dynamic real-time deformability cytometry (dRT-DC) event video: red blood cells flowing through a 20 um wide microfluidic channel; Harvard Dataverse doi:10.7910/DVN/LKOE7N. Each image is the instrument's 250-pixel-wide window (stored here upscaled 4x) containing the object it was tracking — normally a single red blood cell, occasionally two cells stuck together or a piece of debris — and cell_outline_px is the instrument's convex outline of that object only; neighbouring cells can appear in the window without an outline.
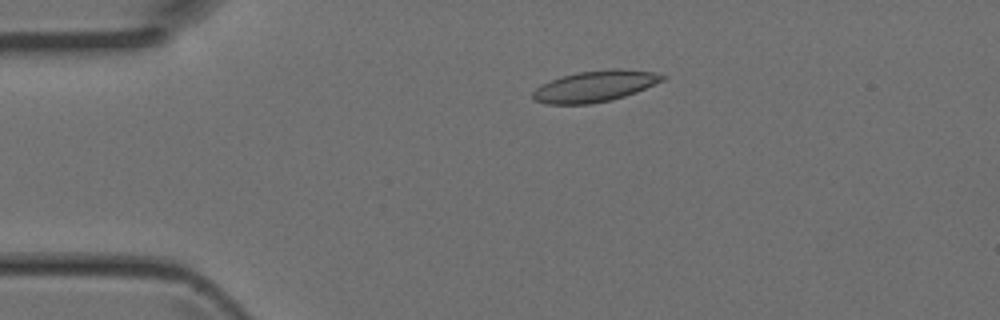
{"species": "Egyptian fruit bat (a non-hibernating species)", "species_latin": "Rousettus aegyptiacus", "temperature_condition": "room temperature", "stored_images_in_passage": 4, "segment_of_instrument_passage": [1, 2], "camera_frame_rate_fps": 3000, "um_per_image_px": 0.085, "animal": {"sex": "female"}, "frame": {"image": 1, "passage_image": 2, "time_ms": 0.333, "image_size_px": [1000, 320], "cell_outline_px": [[668, 76], [664, 80], [636, 92], [624, 96], [608, 100], [588, 104], [548, 104], [536, 100], [532, 96], [532, 92], [540, 84], [564, 76], [580, 72], [612, 68], [620, 68], [652, 72]], "centroid_in_image_um": [50.58, 7.32], "position_along_channel_um": 34.4, "area_um2": 23.24}}